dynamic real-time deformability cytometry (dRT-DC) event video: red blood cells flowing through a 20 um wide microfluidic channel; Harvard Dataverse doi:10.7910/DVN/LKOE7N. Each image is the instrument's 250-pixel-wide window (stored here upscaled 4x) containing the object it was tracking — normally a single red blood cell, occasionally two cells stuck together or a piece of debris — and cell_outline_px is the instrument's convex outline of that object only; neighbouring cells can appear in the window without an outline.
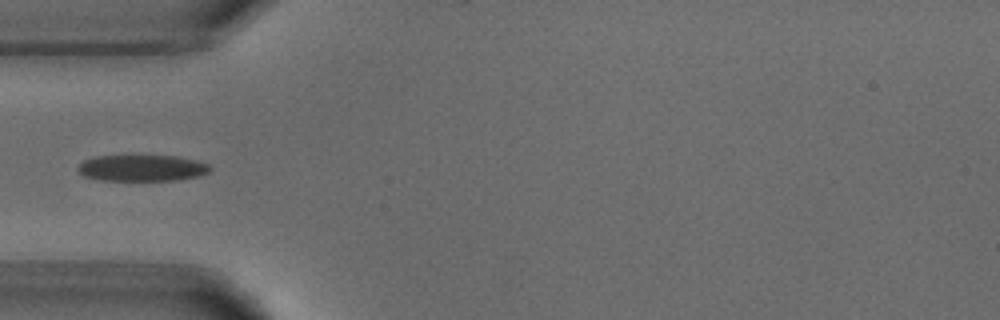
{"species": "common noctule bat (a hibernating species)", "species_latin": "Nyctalus noctula", "temperature_condition": "warm", "stored_images_in_passage": 4, "camera_frame_rate_fps": 3000, "um_per_image_px": 0.085, "animal": {"sex": "male", "body_mass_g": 18.8}, "frame": {"image": 1, "passage_image": 3, "time_ms": 3.333, "image_size_px": [1000, 320], "cell_outline_px": [[212, 168], [208, 172], [196, 176], [176, 180], [100, 180], [84, 176], [76, 168], [84, 160], [96, 156], [132, 152], [176, 156], [196, 160], [208, 164]], "centroid_in_image_um": [12.02, 14.22], "position_along_channel_um": 73.0, "area_um2": 21.21}}